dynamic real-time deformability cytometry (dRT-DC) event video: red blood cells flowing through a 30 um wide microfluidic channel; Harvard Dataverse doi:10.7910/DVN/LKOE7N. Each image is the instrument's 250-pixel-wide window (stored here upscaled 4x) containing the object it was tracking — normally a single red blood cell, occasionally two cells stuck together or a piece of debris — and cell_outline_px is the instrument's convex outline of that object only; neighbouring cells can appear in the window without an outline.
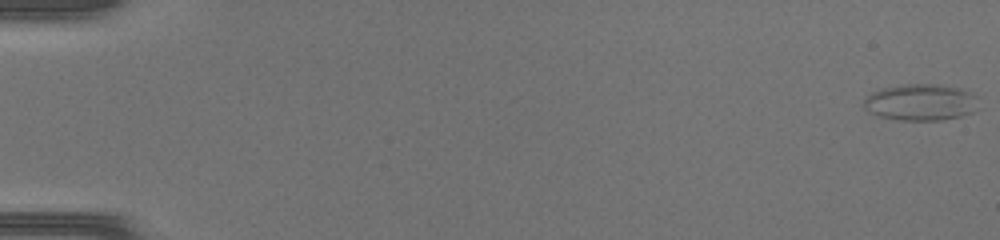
{"species": "common noctule bat (a hibernating species)", "species_latin": "Nyctalus noctula", "temperature_condition": "warm", "stored_images_in_passage": 48, "camera_frame_rate_fps": 3000, "um_per_image_px": 0.085, "animal": {"sex": "female", "body_mass_g": 17.0, "forearm_length_mm": 48.0}, "frame": {"image": 1, "passage_image": 1, "time_ms": 0.0, "image_size_px": [1000, 240], "cell_outline_px": [[980, 108], [972, 112], [960, 116], [940, 120], [900, 120], [880, 116], [868, 112], [864, 108], [864, 100], [872, 92], [880, 88], [904, 84], [936, 84], [968, 88], [976, 96]], "centroid_in_image_um": [78.32, 8.67], "position_along_channel_um": 6.7, "area_um2": 24.85}}
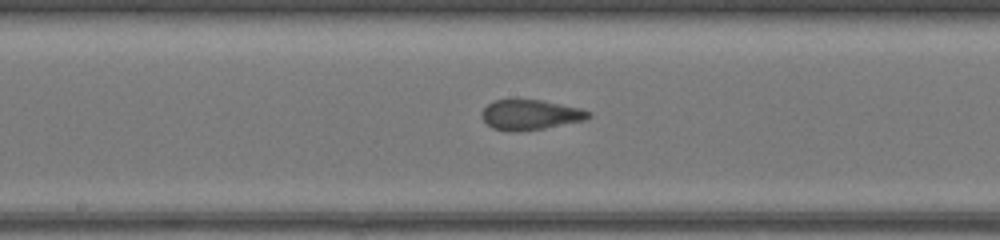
{"frame": {"image": 2, "passage_image": 27, "time_ms": 8.667, "image_size_px": [1000, 240], "cell_outline_px": [[592, 116], [584, 120], [544, 128], [516, 132], [508, 132], [492, 128], [480, 116], [484, 108], [488, 104], [496, 100], [540, 100], [580, 108], [592, 112]], "centroid_in_image_um": [45.07, 9.77], "position_along_channel_um": 203.1, "area_um2": 18.61}}
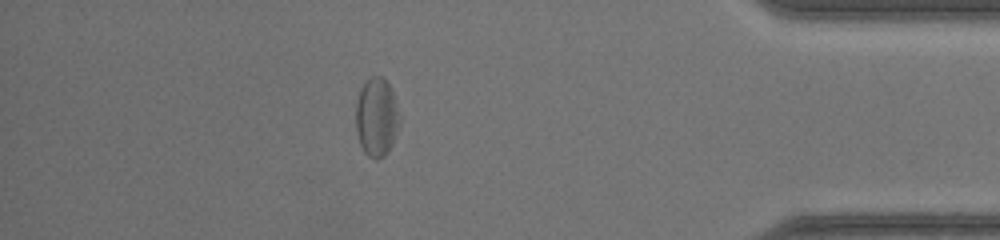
{"frame": {"image": 3, "passage_image": 43, "time_ms": 14.0, "image_size_px": [1000, 240], "cell_outline_px": [[396, 132], [392, 144], [388, 152], [384, 156], [376, 160], [372, 160], [364, 152], [360, 144], [356, 132], [356, 100], [360, 88], [364, 80], [372, 76], [380, 76], [388, 84], [392, 92], [396, 112]], "centroid_in_image_um": [31.93, 9.98], "position_along_channel_um": 403.3, "area_um2": 19.59}}